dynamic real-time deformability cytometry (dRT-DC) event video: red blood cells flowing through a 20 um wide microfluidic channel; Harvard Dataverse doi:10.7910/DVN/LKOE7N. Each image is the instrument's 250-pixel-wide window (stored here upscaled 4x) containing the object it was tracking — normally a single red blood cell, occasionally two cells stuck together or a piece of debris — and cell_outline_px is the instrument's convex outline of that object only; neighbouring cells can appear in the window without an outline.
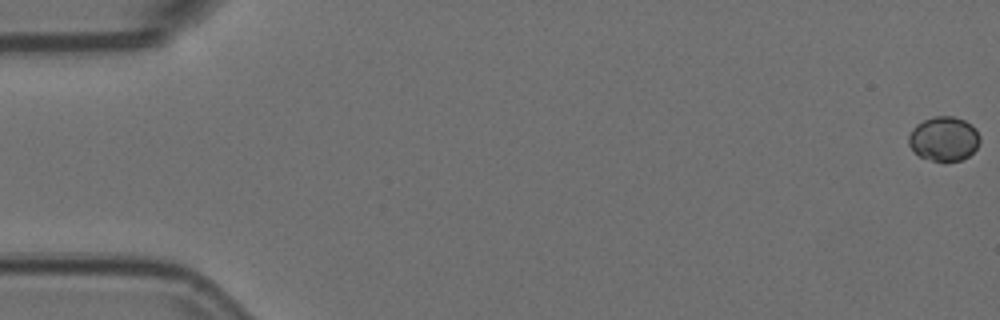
{"species": "Egyptian fruit bat (a non-hibernating species)", "species_latin": "Rousettus aegyptiacus", "temperature_condition": "room temperature", "stored_images_in_passage": 8, "camera_frame_rate_fps": 3000, "um_per_image_px": 0.085, "animal": {"sex": "female"}, "frame": {"image": 1, "passage_image": 1, "time_ms": 0.0, "image_size_px": [1000, 320], "cell_outline_px": [[980, 140], [976, 148], [968, 156], [960, 160], [944, 164], [920, 156], [908, 144], [908, 136], [912, 128], [916, 124], [924, 120], [936, 116], [952, 116], [964, 120], [972, 124], [976, 128], [980, 136]], "centroid_in_image_um": [80.24, 11.81], "position_along_channel_um": 4.8, "area_um2": 18.67}}
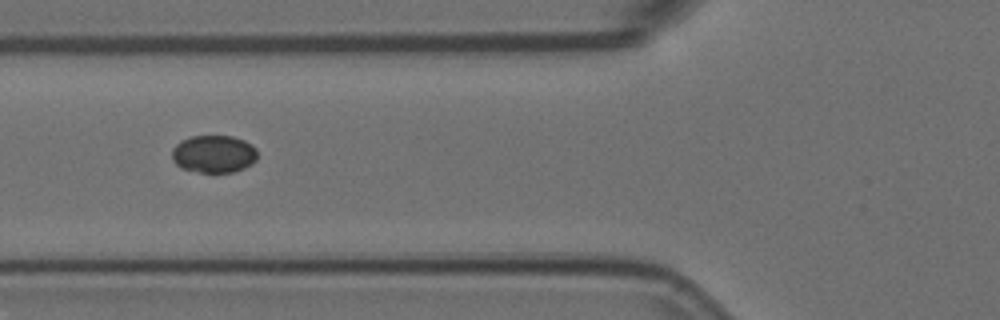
{"frame": {"image": 2, "passage_image": 6, "time_ms": 1.667, "image_size_px": [1000, 320], "cell_outline_px": [[256, 160], [252, 164], [244, 168], [232, 172], [200, 172], [180, 168], [172, 160], [172, 148], [180, 140], [192, 136], [232, 136], [244, 140], [256, 148]], "centroid_in_image_um": [18.15, 13.08], "position_along_channel_um": 107.7, "area_um2": 18.79}}
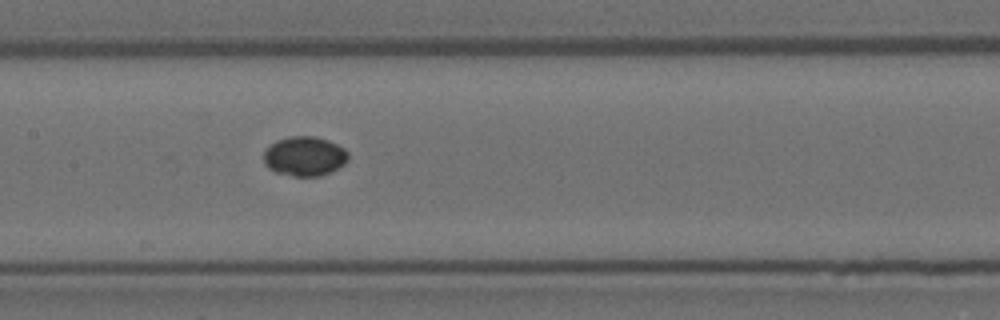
{"frame": {"image": 3, "passage_image": 8, "time_ms": 2.333, "image_size_px": [1000, 320], "cell_outline_px": [[348, 160], [344, 164], [320, 176], [292, 176], [276, 172], [268, 168], [264, 164], [264, 152], [276, 140], [288, 136], [316, 136], [328, 140], [344, 148], [348, 152]], "centroid_in_image_um": [25.88, 13.27], "position_along_channel_um": 181.5, "area_um2": 19.42}}